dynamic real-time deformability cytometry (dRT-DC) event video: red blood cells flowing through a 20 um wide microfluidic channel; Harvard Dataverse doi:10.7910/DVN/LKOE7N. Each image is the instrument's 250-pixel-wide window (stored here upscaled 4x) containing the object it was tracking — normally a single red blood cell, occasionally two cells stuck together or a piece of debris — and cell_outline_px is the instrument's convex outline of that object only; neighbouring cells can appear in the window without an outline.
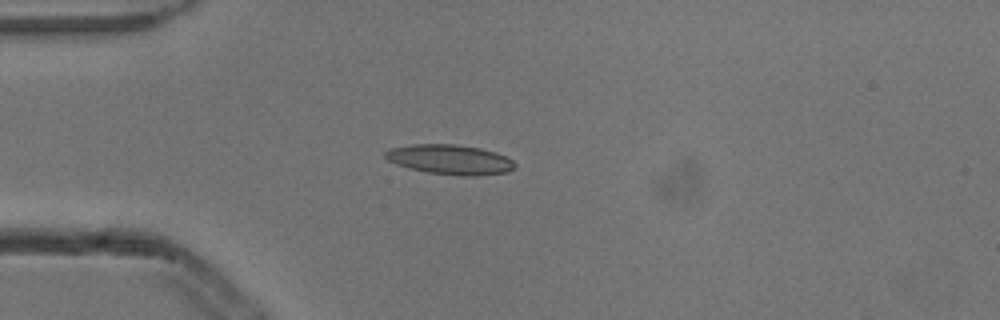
{"species": "common noctule bat (a hibernating species)", "species_latin": "Nyctalus noctula", "temperature_condition": "cold", "stored_images_in_passage": 3, "camera_frame_rate_fps": 3000, "um_per_image_px": 0.085, "animal": {"sex": "male", "body_mass_g": 13.3}, "frame": {"image": 1, "passage_image": 3, "time_ms": 0.667, "image_size_px": [1000, 320], "cell_outline_px": [[516, 168], [508, 172], [476, 176], [464, 176], [428, 172], [408, 168], [396, 164], [388, 160], [384, 156], [384, 152], [392, 148], [412, 144], [456, 144], [480, 148], [496, 152], [512, 160], [516, 164]], "centroid_in_image_um": [38.27, 13.56], "position_along_channel_um": 46.7, "area_um2": 22.54}}